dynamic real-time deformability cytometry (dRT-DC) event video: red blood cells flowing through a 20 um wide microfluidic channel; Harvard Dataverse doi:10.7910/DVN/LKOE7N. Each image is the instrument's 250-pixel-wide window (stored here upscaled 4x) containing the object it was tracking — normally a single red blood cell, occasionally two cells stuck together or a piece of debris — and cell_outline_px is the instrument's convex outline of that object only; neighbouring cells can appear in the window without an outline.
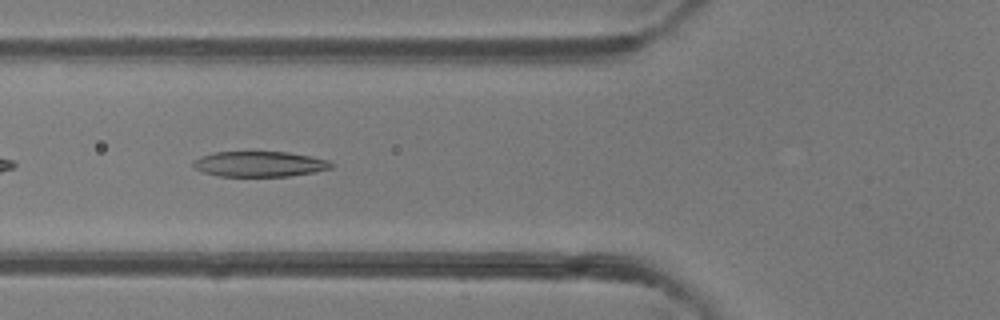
{"species": "common noctule bat (a hibernating species)", "species_latin": "Nyctalus noctula", "temperature_condition": "room temperature", "stored_images_in_passage": 33, "camera_frame_rate_fps": 3000, "um_per_image_px": 0.085, "animal": {"sex": "female"}, "frame": {"image": 1, "passage_image": 4, "time_ms": 1.0, "image_size_px": [1000, 320], "cell_outline_px": [[336, 164], [332, 168], [316, 172], [288, 176], [220, 176], [204, 172], [196, 168], [192, 164], [192, 160], [200, 156], [212, 152], [288, 152], [312, 156], [328, 160]], "centroid_in_image_um": [22.1, 13.93], "position_along_channel_um": 103.7, "area_um2": 20.58}}
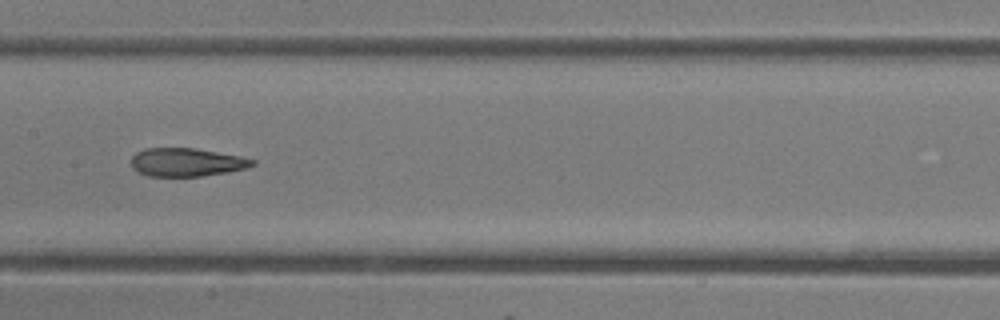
{"frame": {"image": 2, "passage_image": 10, "time_ms": 3.0, "image_size_px": [1000, 320], "cell_outline_px": [[256, 164], [248, 168], [228, 172], [200, 176], [148, 176], [136, 172], [132, 168], [132, 156], [136, 152], [144, 148], [196, 148], [240, 156], [256, 160]], "centroid_in_image_um": [15.86, 13.79], "position_along_channel_um": 191.5, "area_um2": 20.17}}
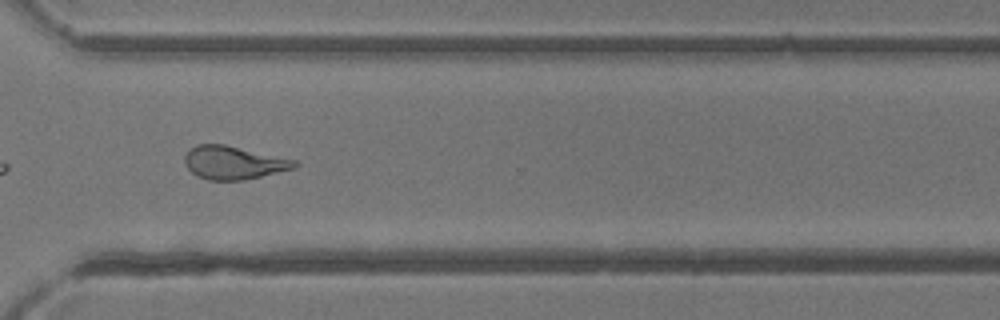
{"frame": {"image": 3, "passage_image": 21, "time_ms": 6.667, "image_size_px": [1000, 320], "cell_outline_px": [[300, 164], [292, 168], [244, 180], [208, 180], [196, 176], [184, 164], [184, 156], [188, 148], [196, 144], [224, 144], [296, 160]], "centroid_in_image_um": [19.78, 13.81], "position_along_channel_um": 350.8, "area_um2": 21.21}, "authors_computed_cell_mechanics": {"area_um2": 21.0392, "velocity_mm_per_s": 4.3629, "shape_relaxation_time_tau1_ms": null, "shape_relaxation_time_tau2_ms": 1.3587, "deformation_change_tau1": null, "deformation_change_tau2": 0.1044}}